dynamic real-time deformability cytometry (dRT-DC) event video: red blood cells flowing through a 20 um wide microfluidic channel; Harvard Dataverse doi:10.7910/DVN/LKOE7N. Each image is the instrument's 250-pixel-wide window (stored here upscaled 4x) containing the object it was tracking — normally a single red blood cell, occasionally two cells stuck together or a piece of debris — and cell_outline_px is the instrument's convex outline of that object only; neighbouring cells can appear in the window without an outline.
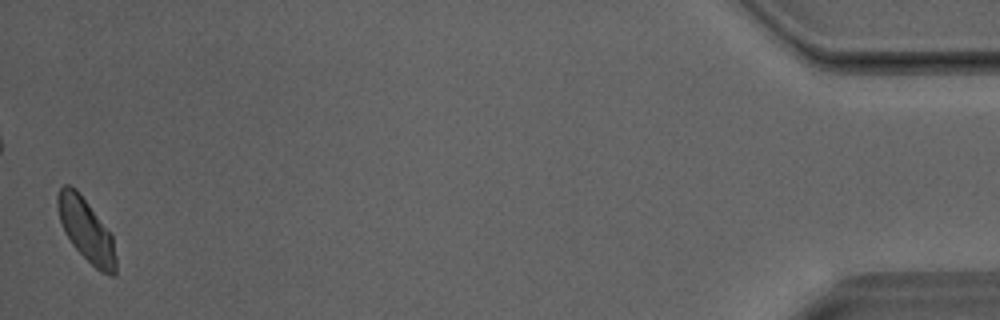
{"species": "Egyptian fruit bat (a non-hibernating species)", "species_latin": "Rousettus aegyptiacus", "temperature_condition": "room temperature", "stored_images_in_passage": 34, "camera_frame_rate_fps": 3000, "um_per_image_px": 0.085, "animal": {"sex": "male"}, "frame": {"image": 1, "passage_image": 34, "time_ms": 11.0, "image_size_px": [1000, 320], "cell_outline_px": [[116, 276], [112, 276], [100, 272], [72, 244], [64, 232], [60, 220], [56, 204], [56, 196], [60, 188], [64, 184], [68, 184], [76, 188], [112, 236], [116, 256]], "centroid_in_image_um": [7.31, 19.56], "position_along_channel_um": 427.9, "area_um2": 21.1}}